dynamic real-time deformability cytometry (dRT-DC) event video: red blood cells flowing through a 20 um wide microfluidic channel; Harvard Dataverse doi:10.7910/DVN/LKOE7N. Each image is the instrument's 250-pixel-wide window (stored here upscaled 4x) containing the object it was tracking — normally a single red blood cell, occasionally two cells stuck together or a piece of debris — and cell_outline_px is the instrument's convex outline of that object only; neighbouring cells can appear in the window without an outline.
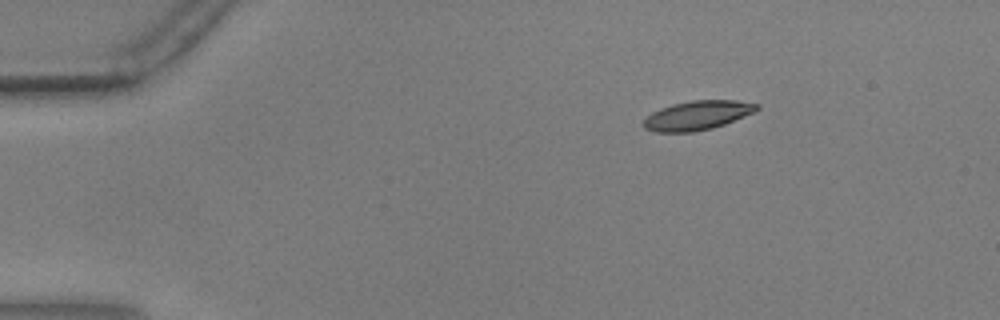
{"species": "common noctule bat (a hibernating species)", "species_latin": "Nyctalus noctula", "temperature_condition": "warm", "stored_images_in_passage": 52, "camera_frame_rate_fps": 3000, "um_per_image_px": 0.085, "animal": {"sex": "male", "body_mass_g": 17.9, "forearm_length_mm": 54.2}, "frame": {"image": 1, "passage_image": 5, "time_ms": 1.333, "image_size_px": [1000, 320], "cell_outline_px": [[760, 108], [756, 112], [724, 124], [712, 128], [692, 132], [656, 132], [644, 128], [644, 120], [652, 112], [660, 108], [672, 104], [692, 100], [736, 100], [760, 104]], "centroid_in_image_um": [59.31, 9.79], "position_along_channel_um": 25.7, "area_um2": 19.31}}
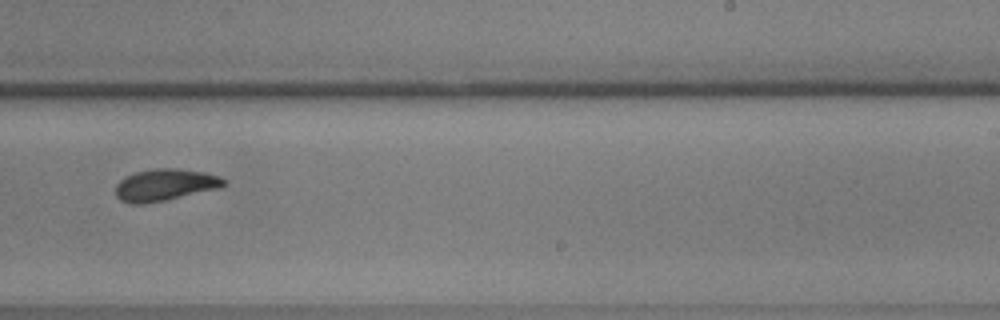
{"frame": {"image": 2, "passage_image": 32, "time_ms": 10.333, "image_size_px": [1000, 320], "cell_outline_px": [[228, 184], [220, 188], [164, 200], [140, 204], [132, 204], [120, 200], [116, 196], [116, 184], [124, 176], [136, 172], [156, 168], [176, 168], [204, 172], [220, 176], [228, 180]], "centroid_in_image_um": [14.05, 15.7], "position_along_channel_um": 274.9, "area_um2": 20.17}}
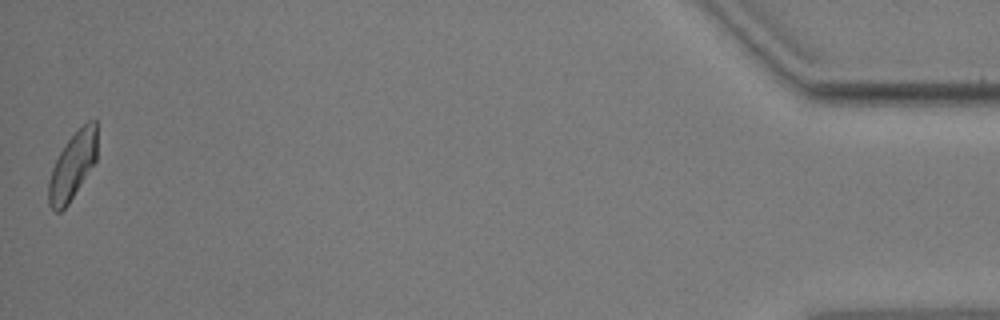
{"frame": {"image": 3, "passage_image": 52, "time_ms": 17.0, "image_size_px": [1000, 320], "cell_outline_px": [[96, 160], [68, 204], [60, 212], [56, 212], [48, 204], [48, 180], [52, 168], [60, 152], [68, 140], [88, 120], [96, 120]], "centroid_in_image_um": [6.15, 14.12], "position_along_channel_um": 429.1, "area_um2": 18.55}, "authors_computed_cell_mechanics": {"area_um2": 19.7965, "velocity_mm_per_s": 3.6067, "shape_relaxation_time_tau1_ms": 3.9497, "shape_relaxation_time_tau2_ms": 3.7337, "deformation_change_tau1": 0.1477, "deformation_change_tau2": 0.0978}}